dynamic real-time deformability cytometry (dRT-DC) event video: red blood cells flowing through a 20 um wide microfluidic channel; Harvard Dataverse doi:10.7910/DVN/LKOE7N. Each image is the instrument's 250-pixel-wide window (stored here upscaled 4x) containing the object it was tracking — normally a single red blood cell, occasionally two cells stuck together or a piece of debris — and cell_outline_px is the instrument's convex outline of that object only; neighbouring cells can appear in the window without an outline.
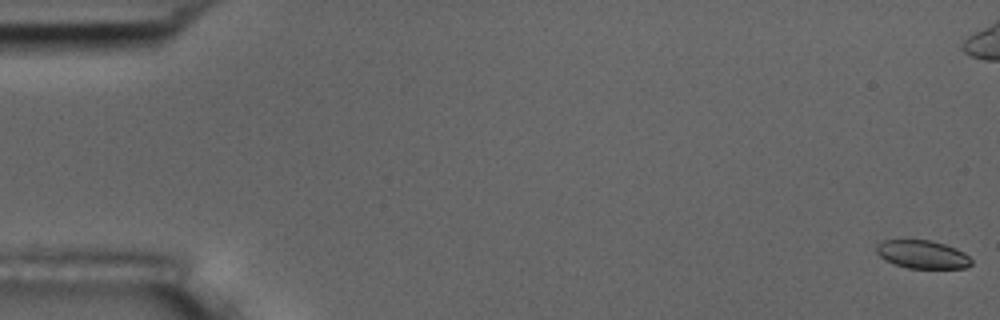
{"species": "common noctule bat (a hibernating species)", "species_latin": "Nyctalus noctula", "temperature_condition": "room temperature", "stored_images_in_passage": 13, "camera_frame_rate_fps": 3000, "um_per_image_px": 0.085, "animal": {"sex": "male", "body_mass_g": 17.5, "forearm_length_mm": 52.3}, "frame": {"image": 1, "passage_image": 1, "time_ms": 0.0, "image_size_px": [1000, 320], "cell_outline_px": [[972, 264], [964, 268], [908, 268], [884, 260], [876, 252], [876, 244], [884, 240], [932, 240], [956, 248], [964, 252], [972, 260]], "centroid_in_image_um": [78.4, 21.62], "position_along_channel_um": 6.6, "area_um2": 15.61}}
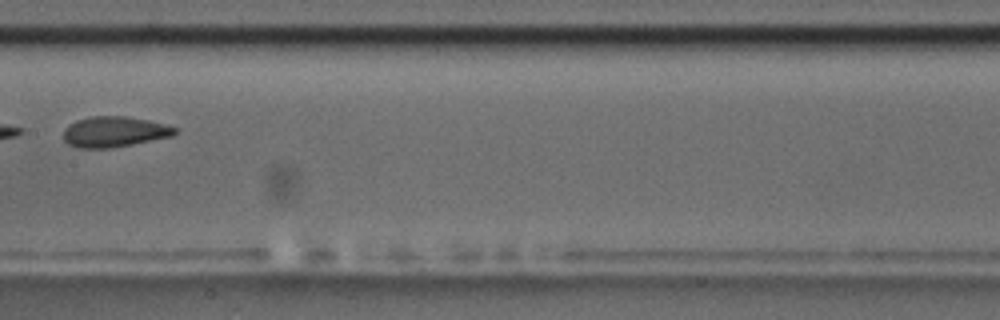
{"frame": {"image": 2, "passage_image": 10, "time_ms": 11.333, "image_size_px": [1000, 320], "cell_outline_px": [[176, 132], [172, 136], [112, 148], [76, 148], [68, 144], [64, 140], [64, 128], [68, 124], [76, 120], [92, 116], [124, 116], [148, 120], [164, 124], [176, 128]], "centroid_in_image_um": [9.66, 11.2], "position_along_channel_um": 197.7, "area_um2": 19.83}}
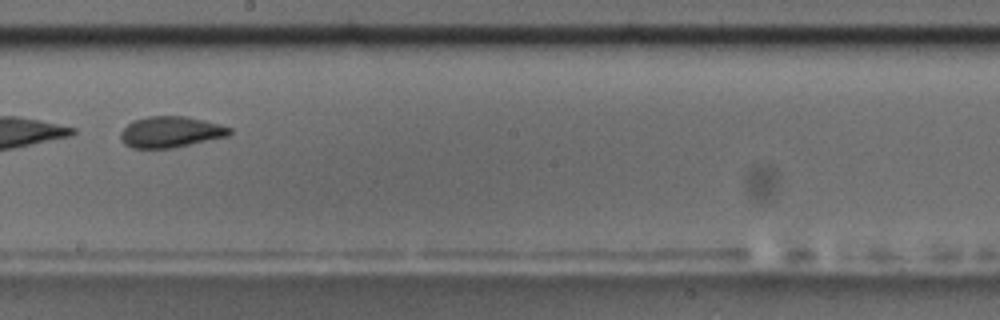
{"frame": {"image": 3, "passage_image": 11, "time_ms": 12.333, "image_size_px": [1000, 320], "cell_outline_px": [[232, 132], [228, 136], [172, 148], [132, 148], [124, 144], [120, 140], [120, 132], [132, 120], [148, 116], [188, 116], [220, 124], [232, 128]], "centroid_in_image_um": [14.49, 11.21], "position_along_channel_um": 233.7, "area_um2": 19.88}}